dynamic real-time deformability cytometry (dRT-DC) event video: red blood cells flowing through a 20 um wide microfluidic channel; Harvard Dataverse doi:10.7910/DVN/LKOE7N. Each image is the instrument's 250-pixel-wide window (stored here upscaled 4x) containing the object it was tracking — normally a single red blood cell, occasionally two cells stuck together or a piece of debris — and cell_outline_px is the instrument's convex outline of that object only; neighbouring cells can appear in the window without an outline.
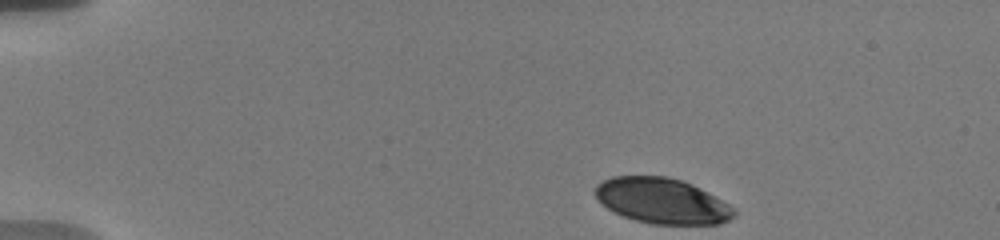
{"species": "human", "species_latin": "Homo sapiens", "temperature_condition": "warm", "stored_images_in_passage": 47, "camera_frame_rate_fps": 3000, "um_per_image_px": 0.085, "donor": {"sex": "male"}, "frame": {"image": 1, "passage_image": 1, "time_ms": 0.0, "image_size_px": [1000, 240], "cell_outline_px": [[736, 216], [720, 224], [652, 224], [636, 220], [624, 216], [608, 208], [596, 196], [596, 184], [612, 176], [668, 176], [692, 184], [708, 192], [736, 208]], "centroid_in_image_um": [56.33, 17.07], "position_along_channel_um": 28.7, "area_um2": 36.65}}
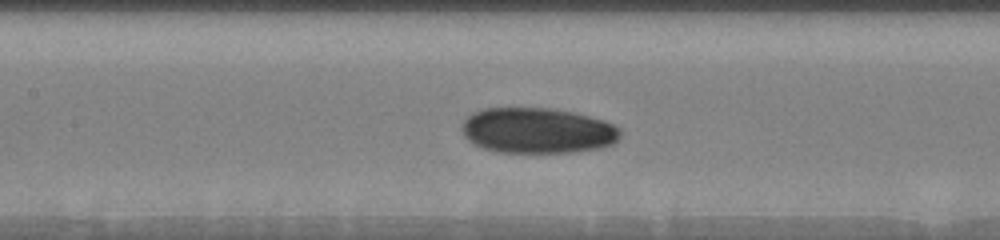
{"frame": {"image": 2, "passage_image": 19, "time_ms": 6.0, "image_size_px": [1000, 240], "cell_outline_px": [[620, 136], [612, 144], [600, 148], [572, 152], [496, 152], [480, 148], [468, 140], [464, 136], [460, 128], [460, 124], [472, 112], [484, 108], [552, 108], [576, 112], [604, 120], [620, 128]], "centroid_in_image_um": [45.65, 11.09], "position_along_channel_um": 161.8, "area_um2": 42.48}}
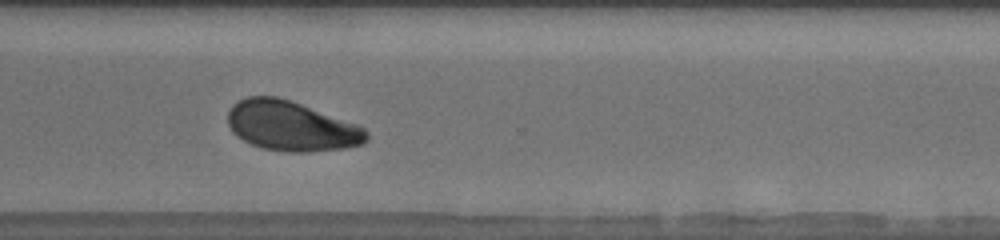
{"frame": {"image": 3, "passage_image": 34, "time_ms": 11.0, "image_size_px": [1000, 240], "cell_outline_px": [[368, 140], [364, 144], [344, 148], [308, 152], [288, 152], [264, 148], [252, 144], [236, 136], [232, 132], [228, 124], [228, 112], [232, 104], [248, 96], [276, 96], [292, 100], [356, 124], [364, 128], [368, 132]], "centroid_in_image_um": [24.76, 10.71], "position_along_channel_um": 345.8, "area_um2": 40.34}, "authors_computed_cell_mechanics": {"area_um2": 40.3444, "velocity_mm_per_s": 3.6924, "shape_relaxation_time_tau1_ms": 3.7349, "shape_relaxation_time_tau2_ms": 3.1456, "deformation_change_tau1": 0.1232, "deformation_change_tau2": 0.0704}}